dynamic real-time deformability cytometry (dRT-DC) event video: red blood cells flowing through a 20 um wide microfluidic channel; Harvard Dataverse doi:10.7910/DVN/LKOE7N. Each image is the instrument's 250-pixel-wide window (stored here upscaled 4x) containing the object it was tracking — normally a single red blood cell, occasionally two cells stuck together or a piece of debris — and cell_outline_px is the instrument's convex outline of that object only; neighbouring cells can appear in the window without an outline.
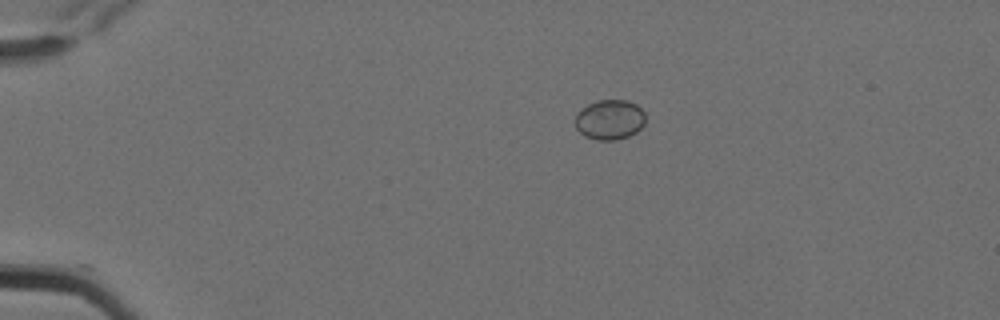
{"species": "Egyptian fruit bat (a non-hibernating species)", "species_latin": "Rousettus aegyptiacus", "temperature_condition": "cold", "stored_images_in_passage": 6, "camera_frame_rate_fps": 3000, "um_per_image_px": 0.085, "animal": {"sex": "female"}, "frame": {"image": 1, "passage_image": 4, "time_ms": 1.0, "image_size_px": [1000, 320], "cell_outline_px": [[644, 124], [636, 132], [628, 136], [616, 140], [596, 140], [584, 136], [576, 128], [572, 120], [576, 112], [580, 108], [596, 100], [628, 100], [636, 104], [644, 112]], "centroid_in_image_um": [51.76, 10.16], "position_along_channel_um": 33.2, "area_um2": 16.7}}
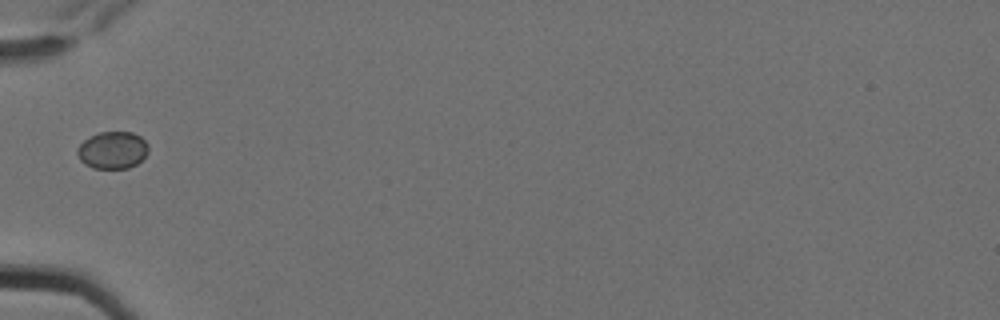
{"frame": {"image": 2, "passage_image": 6, "time_ms": 1.667, "image_size_px": [1000, 320], "cell_outline_px": [[148, 152], [136, 164], [128, 168], [92, 168], [84, 164], [80, 160], [76, 152], [80, 144], [84, 140], [100, 132], [132, 132], [140, 136], [148, 144]], "centroid_in_image_um": [9.56, 12.76], "position_along_channel_um": 75.4, "area_um2": 15.32}}